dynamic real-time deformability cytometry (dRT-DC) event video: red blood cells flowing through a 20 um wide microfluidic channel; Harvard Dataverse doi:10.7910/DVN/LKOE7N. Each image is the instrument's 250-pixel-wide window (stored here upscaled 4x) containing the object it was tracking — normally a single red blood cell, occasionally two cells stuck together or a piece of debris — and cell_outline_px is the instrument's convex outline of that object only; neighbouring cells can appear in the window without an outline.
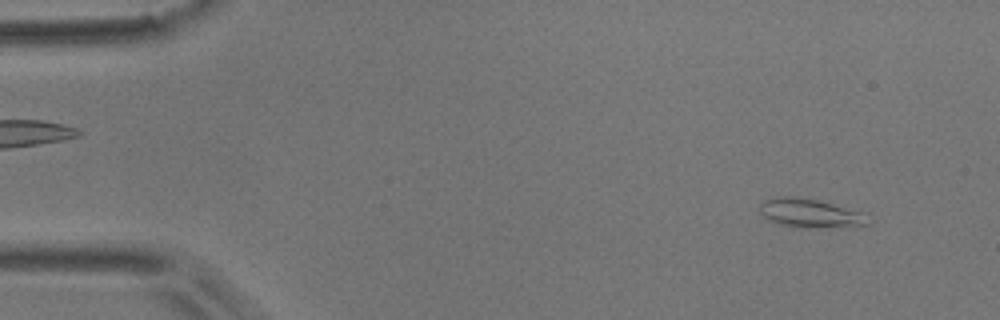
{"species": "common noctule bat (a hibernating species)", "species_latin": "Nyctalus noctula", "temperature_condition": "room temperature", "stored_images_in_passage": 4, "camera_frame_rate_fps": 3000, "um_per_image_px": 0.085, "animal": {"sex": "male", "body_mass_g": 17.9}, "frame": {"image": 1, "passage_image": 1, "time_ms": 0.0, "image_size_px": [1000, 320], "cell_outline_px": [[872, 224], [808, 228], [800, 228], [780, 224], [768, 220], [760, 212], [760, 204], [764, 200], [780, 196], [796, 196], [816, 200], [832, 204], [860, 212]], "centroid_in_image_um": [68.78, 18.12], "position_along_channel_um": 16.2, "area_um2": 17.74}}